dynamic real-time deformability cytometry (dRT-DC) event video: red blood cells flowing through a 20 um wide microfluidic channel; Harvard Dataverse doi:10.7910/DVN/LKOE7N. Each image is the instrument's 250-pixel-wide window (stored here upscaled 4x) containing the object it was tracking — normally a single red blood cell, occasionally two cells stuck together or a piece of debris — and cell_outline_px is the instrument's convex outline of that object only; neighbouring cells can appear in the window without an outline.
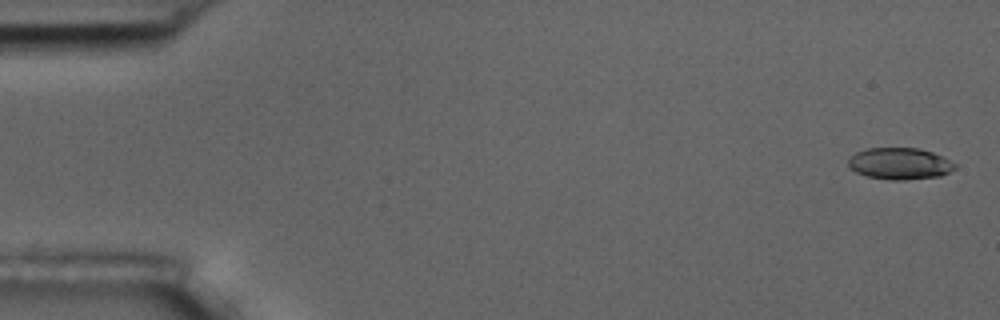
{"species": "common noctule bat (a hibernating species)", "species_latin": "Nyctalus noctula", "temperature_condition": "room temperature", "stored_images_in_passage": 7, "camera_frame_rate_fps": 3000, "um_per_image_px": 0.085, "animal": {"sex": "male", "body_mass_g": 17.5, "forearm_length_mm": 52.3}, "frame": {"image": 1, "passage_image": 1, "time_ms": 0.0, "image_size_px": [1000, 320], "cell_outline_px": [[956, 168], [940, 176], [904, 180], [892, 180], [868, 176], [856, 172], [848, 168], [848, 160], [856, 152], [868, 148], [920, 148], [932, 152], [956, 164]], "centroid_in_image_um": [76.46, 13.91], "position_along_channel_um": 8.5, "area_um2": 19.54}}
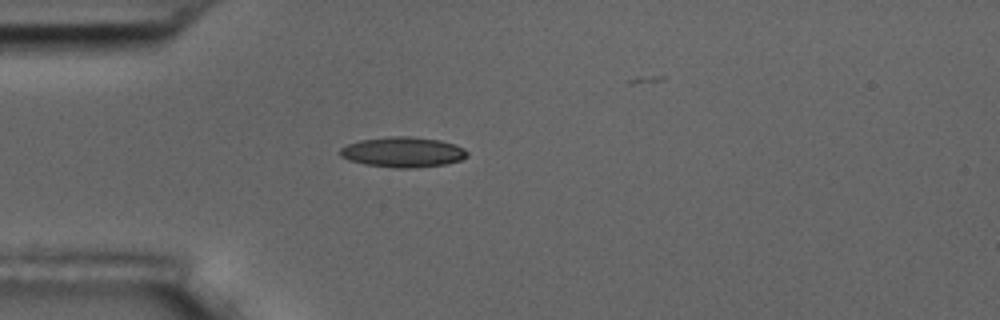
{"frame": {"image": 2, "passage_image": 5, "time_ms": 4.667, "image_size_px": [1000, 320], "cell_outline_px": [[468, 156], [460, 160], [444, 164], [416, 168], [396, 168], [364, 164], [348, 160], [340, 156], [340, 148], [348, 144], [360, 140], [388, 136], [408, 136], [440, 140], [456, 144], [464, 148], [468, 152]], "centroid_in_image_um": [34.25, 12.93], "position_along_channel_um": 50.8, "area_um2": 22.54}}